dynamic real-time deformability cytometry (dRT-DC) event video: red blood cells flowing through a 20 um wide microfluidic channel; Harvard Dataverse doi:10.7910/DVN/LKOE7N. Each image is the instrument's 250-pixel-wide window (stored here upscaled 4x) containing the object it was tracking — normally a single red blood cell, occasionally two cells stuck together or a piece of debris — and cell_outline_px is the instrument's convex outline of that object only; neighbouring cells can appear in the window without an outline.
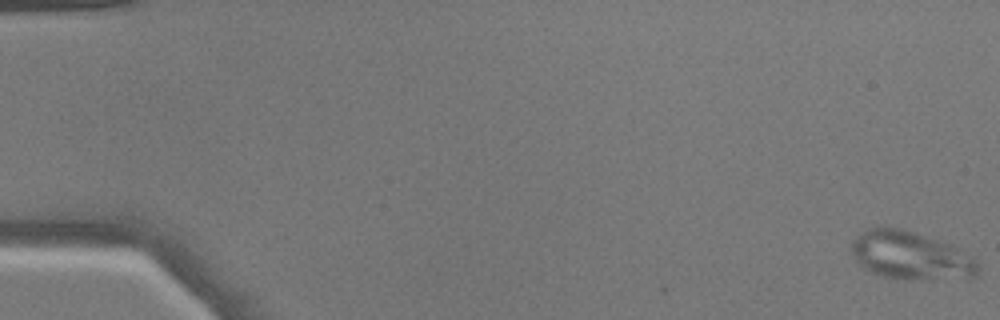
{"species": "common noctule bat (a hibernating species)", "species_latin": "Nyctalus noctula", "temperature_condition": "warm", "stored_images_in_passage": 14, "camera_frame_rate_fps": 3000, "um_per_image_px": 0.085, "animal": {"sex": "male", "body_mass_g": 17.9}, "frame": {"image": 1, "passage_image": 1, "time_ms": 0.0, "image_size_px": [1000, 320], "cell_outline_px": [[980, 268], [976, 276], [968, 280], [884, 276], [872, 272], [864, 268], [852, 256], [852, 240], [860, 232], [876, 224], [900, 228], [948, 244], [972, 256], [980, 264]], "centroid_in_image_um": [77.41, 21.7], "position_along_channel_um": 7.6, "area_um2": 35.32}}